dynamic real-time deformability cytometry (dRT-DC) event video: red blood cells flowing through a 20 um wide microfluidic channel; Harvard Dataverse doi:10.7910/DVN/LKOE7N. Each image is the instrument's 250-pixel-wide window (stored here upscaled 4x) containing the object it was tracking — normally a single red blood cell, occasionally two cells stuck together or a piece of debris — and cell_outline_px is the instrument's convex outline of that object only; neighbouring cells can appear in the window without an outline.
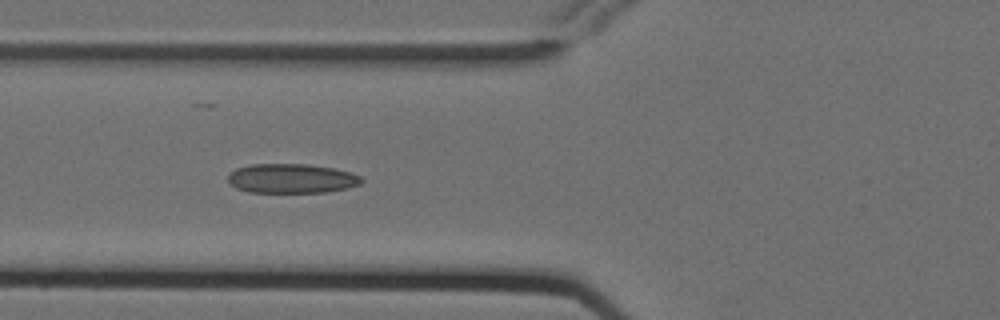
{"species": "Egyptian fruit bat (a non-hibernating species)", "species_latin": "Rousettus aegyptiacus", "temperature_condition": "cold", "stored_images_in_passage": 8, "camera_frame_rate_fps": 3000, "um_per_image_px": 0.085, "animal": {"sex": "female"}, "frame": {"image": 1, "passage_image": 6, "time_ms": 1.667, "image_size_px": [1000, 320], "cell_outline_px": [[364, 180], [360, 184], [348, 188], [328, 192], [248, 192], [236, 188], [228, 180], [228, 176], [236, 168], [248, 164], [304, 164], [336, 168], [352, 172], [360, 176]], "centroid_in_image_um": [24.82, 15.17], "position_along_channel_um": 101.0, "area_um2": 23.0}}
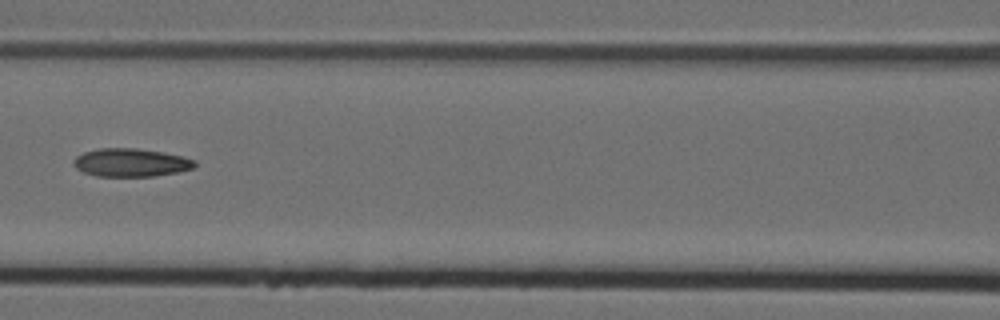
{"frame": {"image": 2, "passage_image": 8, "time_ms": 2.333, "image_size_px": [1000, 320], "cell_outline_px": [[196, 164], [192, 168], [176, 172], [152, 176], [96, 176], [84, 172], [76, 168], [72, 164], [72, 160], [76, 156], [84, 152], [100, 148], [136, 148], [164, 152], [196, 160]], "centroid_in_image_um": [11.08, 13.81], "position_along_channel_um": 155.5, "area_um2": 19.83}}